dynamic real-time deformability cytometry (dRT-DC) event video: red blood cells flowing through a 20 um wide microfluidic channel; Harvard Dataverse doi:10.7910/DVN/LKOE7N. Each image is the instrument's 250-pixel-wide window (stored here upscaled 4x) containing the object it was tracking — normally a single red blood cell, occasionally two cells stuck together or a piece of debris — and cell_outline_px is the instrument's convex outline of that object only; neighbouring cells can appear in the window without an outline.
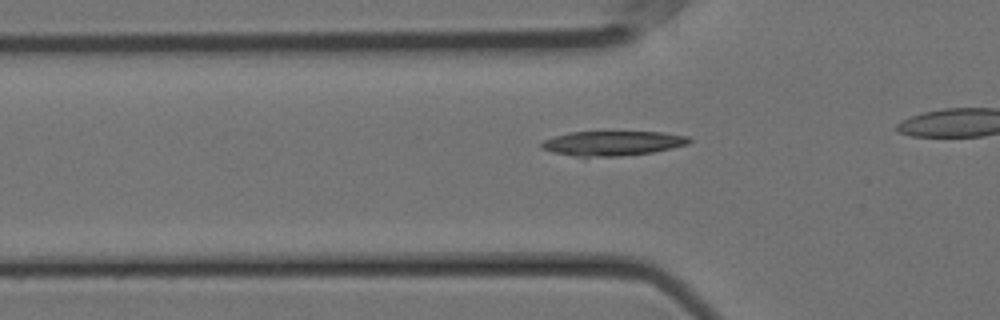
{"species": "Egyptian fruit bat (a non-hibernating species)", "species_latin": "Rousettus aegyptiacus", "temperature_condition": "cold", "stored_images_in_passage": 23, "camera_frame_rate_fps": 3000, "um_per_image_px": 0.085, "animal": {"sex": "female"}, "frame": {"image": 1, "passage_image": 14, "time_ms": 4.333, "image_size_px": [1000, 320], "cell_outline_px": [[692, 140], [688, 144], [672, 148], [652, 152], [620, 156], [584, 160], [552, 152], [540, 148], [540, 144], [544, 140], [568, 132], [664, 132], [688, 136]], "centroid_in_image_um": [51.99, 12.22], "position_along_channel_um": 73.8, "area_um2": 21.96}}